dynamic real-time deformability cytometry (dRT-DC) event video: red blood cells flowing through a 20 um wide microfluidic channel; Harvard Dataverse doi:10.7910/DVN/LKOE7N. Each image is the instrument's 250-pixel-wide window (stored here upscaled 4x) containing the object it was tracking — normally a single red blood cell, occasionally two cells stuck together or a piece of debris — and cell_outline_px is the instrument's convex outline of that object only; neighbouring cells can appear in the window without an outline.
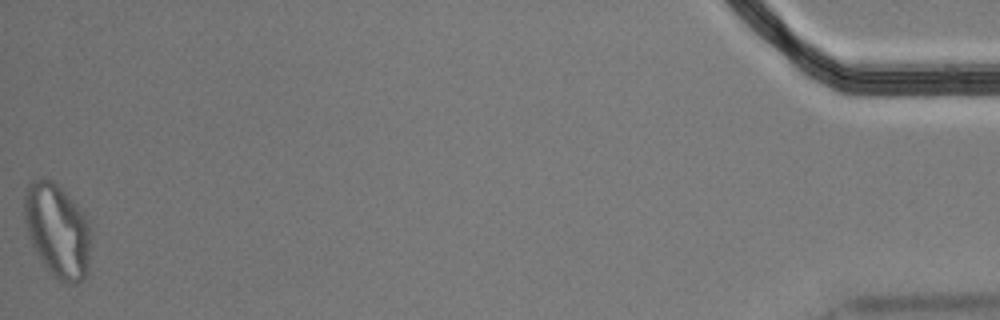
{"species": "Egyptian fruit bat (a non-hibernating species)", "species_latin": "Rousettus aegyptiacus", "temperature_condition": "cold", "stored_images_in_passage": 44, "segment_of_instrument_passage": [2, 2], "camera_frame_rate_fps": 3000, "um_per_image_px": 0.085, "animal": {"sex": "male"}, "frame": {"image": 1, "passage_image": 44, "time_ms": 14.333, "image_size_px": [1000, 320], "cell_outline_px": [[88, 264], [84, 276], [76, 284], [68, 284], [52, 276], [36, 252], [28, 236], [24, 220], [24, 192], [28, 180], [52, 180], [76, 204], [88, 220]], "centroid_in_image_um": [4.82, 19.58], "position_along_channel_um": 430.4, "area_um2": 35.72}}